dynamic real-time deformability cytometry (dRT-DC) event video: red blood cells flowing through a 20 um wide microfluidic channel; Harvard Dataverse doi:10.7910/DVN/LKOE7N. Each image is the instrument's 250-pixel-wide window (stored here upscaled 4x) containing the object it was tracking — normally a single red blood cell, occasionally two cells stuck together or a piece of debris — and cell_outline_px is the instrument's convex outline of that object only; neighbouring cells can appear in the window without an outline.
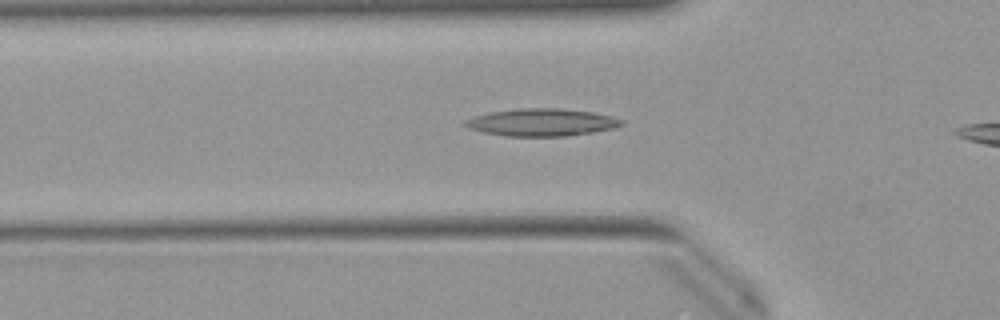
{"species": "Egyptian fruit bat (a non-hibernating species)", "species_latin": "Rousettus aegyptiacus", "temperature_condition": "warm", "stored_images_in_passage": 33, "camera_frame_rate_fps": 3000, "um_per_image_px": 0.085, "animal": {"sex": "female"}, "frame": {"image": 1, "passage_image": 8, "time_ms": 2.333, "image_size_px": [1000, 320], "cell_outline_px": [[624, 124], [612, 128], [592, 132], [564, 136], [504, 136], [484, 132], [468, 128], [460, 124], [464, 120], [476, 116], [492, 112], [516, 108], [560, 108], [592, 112], [612, 116], [624, 120]], "centroid_in_image_um": [46.02, 10.39], "position_along_channel_um": 79.8, "area_um2": 24.97}}
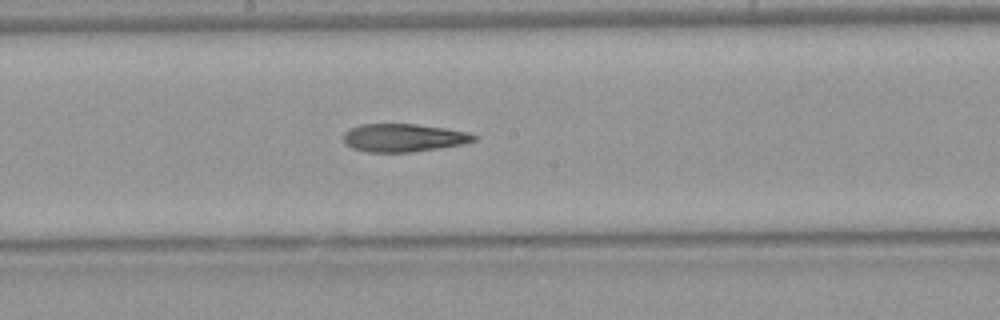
{"frame": {"image": 2, "passage_image": 18, "time_ms": 5.667, "image_size_px": [1000, 320], "cell_outline_px": [[476, 140], [464, 144], [412, 152], [368, 152], [352, 148], [344, 144], [344, 132], [360, 124], [416, 124], [444, 128], [468, 132], [476, 136]], "centroid_in_image_um": [34.29, 11.71], "position_along_channel_um": 213.9, "area_um2": 21.27}}
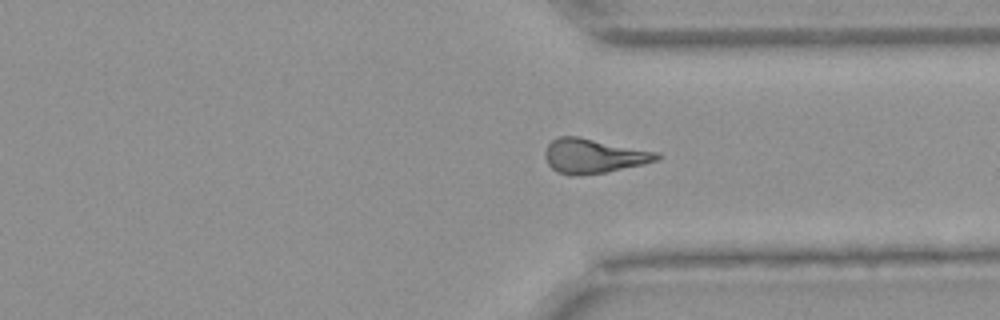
{"frame": {"image": 3, "passage_image": 29, "time_ms": 9.333, "image_size_px": [1000, 320], "cell_outline_px": [[660, 156], [656, 160], [644, 164], [604, 172], [576, 176], [568, 176], [556, 172], [548, 164], [544, 156], [544, 152], [548, 144], [552, 140], [560, 136], [576, 136], [660, 152]], "centroid_in_image_um": [50.42, 13.26], "position_along_channel_um": 361.0, "area_um2": 22.48}}